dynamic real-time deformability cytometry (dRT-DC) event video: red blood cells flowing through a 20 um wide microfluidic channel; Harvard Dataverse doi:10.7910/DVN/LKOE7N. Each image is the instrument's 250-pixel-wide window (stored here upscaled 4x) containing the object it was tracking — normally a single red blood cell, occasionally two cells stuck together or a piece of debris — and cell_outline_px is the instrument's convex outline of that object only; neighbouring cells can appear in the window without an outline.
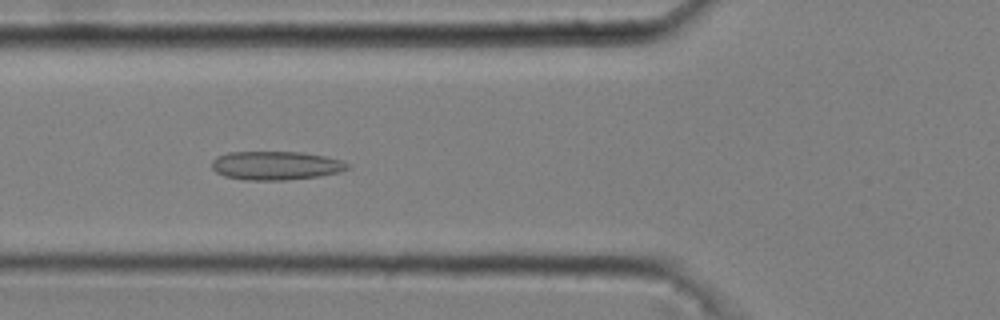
{"species": "common noctule bat (a hibernating species)", "species_latin": "Nyctalus noctula", "temperature_condition": "cold", "stored_images_in_passage": 51, "camera_frame_rate_fps": 3000, "um_per_image_px": 0.085, "animal": {"sex": "male", "body_mass_g": 20.4}, "frame": {"image": 1, "passage_image": 19, "time_ms": 6.0, "image_size_px": [1000, 320], "cell_outline_px": [[352, 164], [348, 168], [340, 172], [320, 176], [284, 180], [244, 180], [224, 176], [216, 172], [212, 168], [212, 160], [216, 156], [228, 152], [300, 152], [324, 156], [344, 160]], "centroid_in_image_um": [23.46, 14.07], "position_along_channel_um": 102.3, "area_um2": 22.89}}
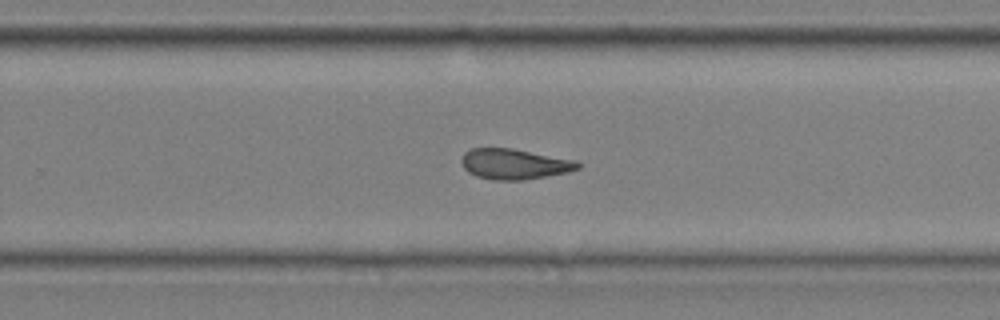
{"frame": {"image": 2, "passage_image": 34, "time_ms": 11.0, "image_size_px": [1000, 320], "cell_outline_px": [[580, 168], [568, 172], [524, 180], [492, 180], [476, 176], [468, 172], [464, 168], [460, 160], [464, 152], [472, 148], [512, 148], [576, 160], [580, 164]], "centroid_in_image_um": [43.7, 13.94], "position_along_channel_um": 286.1, "area_um2": 20.75}}
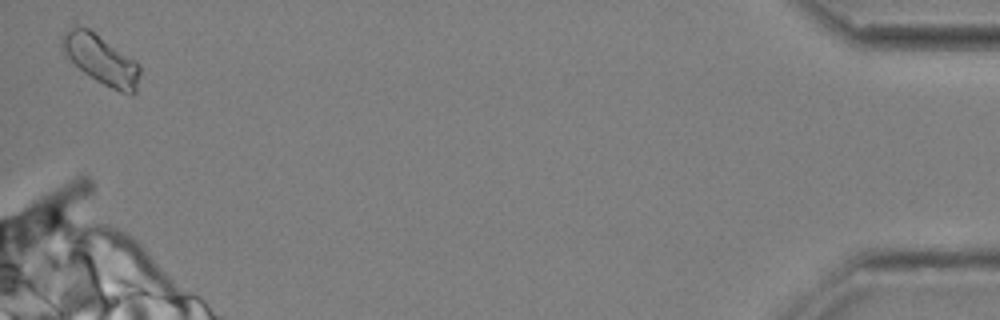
{"frame": {"image": 3, "passage_image": 51, "time_ms": 16.667, "image_size_px": [1000, 320], "cell_outline_px": [[140, 72], [136, 92], [132, 96], [120, 92], [96, 80], [84, 72], [68, 56], [60, 44], [60, 36], [64, 32], [72, 28], [88, 28], [136, 60], [140, 64]], "centroid_in_image_um": [8.64, 5.09], "position_along_channel_um": 426.6, "area_um2": 22.02}, "authors_computed_cell_mechanics": {"area_um2": 21.4438, "velocity_mm_per_s": 3.6851, "shape_relaxation_time_tau1_ms": null, "shape_relaxation_time_tau2_ms": 3.1295, "deformation_change_tau1": null, "deformation_change_tau2": 0.1123}}